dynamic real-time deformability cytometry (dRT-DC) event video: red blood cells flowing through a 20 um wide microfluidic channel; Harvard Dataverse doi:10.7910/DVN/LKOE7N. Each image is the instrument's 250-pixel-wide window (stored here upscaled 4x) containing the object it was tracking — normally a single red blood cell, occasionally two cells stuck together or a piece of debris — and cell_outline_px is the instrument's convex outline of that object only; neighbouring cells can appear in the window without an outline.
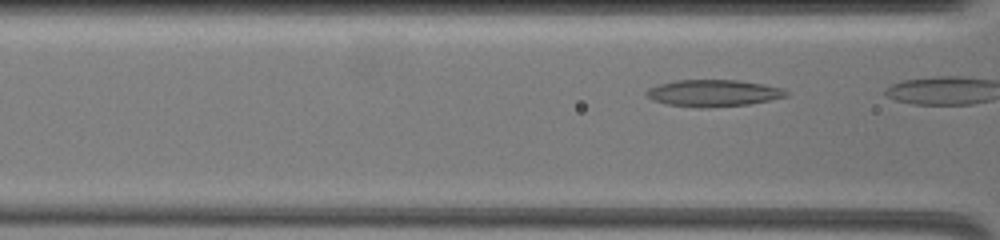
{"species": "common noctule bat (a hibernating species)", "species_latin": "Nyctalus noctula", "temperature_condition": "warm", "stored_images_in_passage": 9, "camera_frame_rate_fps": 3000, "um_per_image_px": 0.085, "animal": {"sex": "female", "body_mass_g": 19.5, "forearm_length_mm": 54.1}, "frame": {"image": 1, "passage_image": 8, "time_ms": 2.667, "image_size_px": [1000, 240], "cell_outline_px": [[788, 96], [748, 104], [668, 104], [652, 100], [644, 92], [648, 88], [660, 84], [676, 80], [736, 80], [764, 84], [780, 88], [788, 92]], "centroid_in_image_um": [60.64, 7.85], "position_along_channel_um": 106.0, "area_um2": 20.4}}